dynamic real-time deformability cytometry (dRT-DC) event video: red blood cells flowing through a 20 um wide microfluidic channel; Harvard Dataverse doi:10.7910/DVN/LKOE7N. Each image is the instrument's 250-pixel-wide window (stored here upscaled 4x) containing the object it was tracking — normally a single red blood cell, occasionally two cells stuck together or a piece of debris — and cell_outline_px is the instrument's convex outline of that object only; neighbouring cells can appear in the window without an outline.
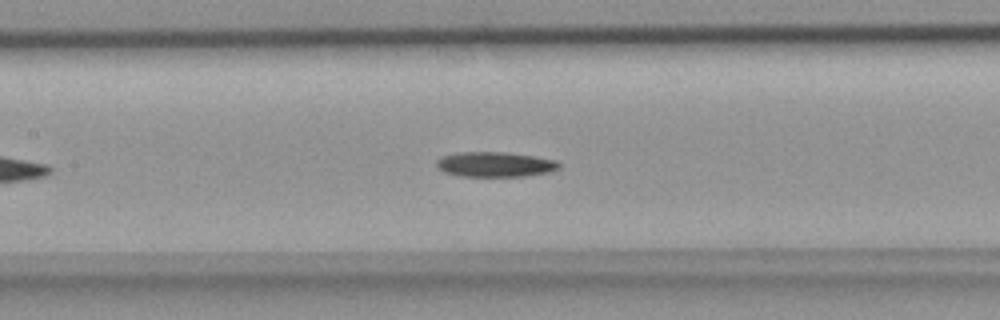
{"species": "common noctule bat (a hibernating species)", "species_latin": "Nyctalus noctula", "temperature_condition": "room temperature", "stored_images_in_passage": 39, "camera_frame_rate_fps": 3000, "um_per_image_px": 0.085, "animal": {"sex": "female", "body_mass_g": 18.4}, "frame": {"image": 1, "passage_image": 13, "time_ms": 4.0, "image_size_px": [1000, 320], "cell_outline_px": [[560, 168], [548, 172], [524, 176], [460, 176], [444, 172], [436, 168], [436, 160], [440, 156], [460, 152], [504, 152], [532, 156], [556, 160], [560, 164]], "centroid_in_image_um": [42.03, 13.97], "position_along_channel_um": 165.4, "area_um2": 17.86}}
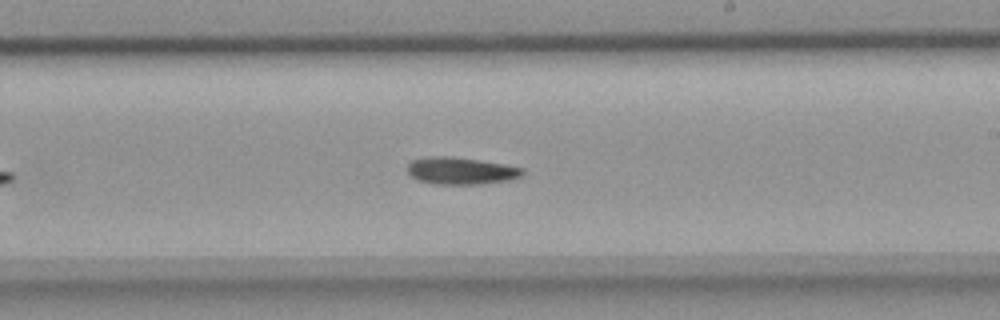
{"frame": {"image": 2, "passage_image": 19, "time_ms": 6.0, "image_size_px": [1000, 320], "cell_outline_px": [[524, 172], [520, 176], [508, 180], [480, 184], [436, 184], [420, 180], [412, 176], [408, 172], [408, 164], [412, 160], [428, 156], [452, 156], [480, 160], [504, 164], [524, 168]], "centroid_in_image_um": [39.18, 14.5], "position_along_channel_um": 249.8, "area_um2": 18.09}}
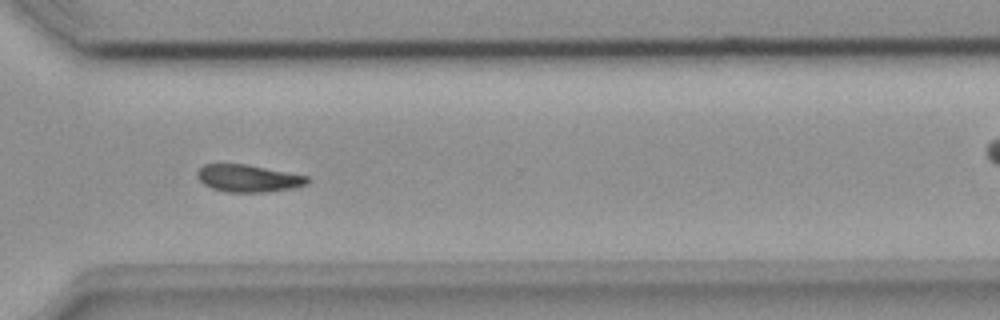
{"frame": {"image": 3, "passage_image": 26, "time_ms": 8.333, "image_size_px": [1000, 320], "cell_outline_px": [[312, 180], [308, 184], [292, 188], [268, 192], [224, 192], [212, 188], [204, 184], [196, 176], [196, 172], [204, 164], [248, 164], [308, 176]], "centroid_in_image_um": [21.12, 15.16], "position_along_channel_um": 349.5, "area_um2": 17.69}}